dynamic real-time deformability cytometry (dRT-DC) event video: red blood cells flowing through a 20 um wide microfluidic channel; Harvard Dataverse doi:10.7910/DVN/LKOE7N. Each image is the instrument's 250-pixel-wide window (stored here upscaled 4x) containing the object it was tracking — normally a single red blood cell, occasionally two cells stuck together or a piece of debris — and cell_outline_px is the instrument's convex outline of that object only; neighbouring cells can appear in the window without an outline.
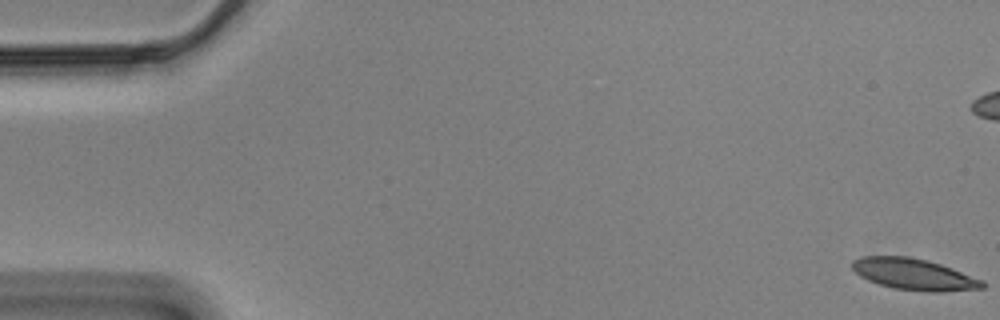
{"species": "Egyptian fruit bat (a non-hibernating species)", "species_latin": "Rousettus aegyptiacus", "temperature_condition": "cold", "stored_images_in_passage": 17, "camera_frame_rate_fps": 3000, "um_per_image_px": 0.085, "animal": {"sex": "male"}, "frame": {"image": 1, "passage_image": 1, "time_ms": 0.0, "image_size_px": [1000, 320], "cell_outline_px": [[984, 288], [940, 292], [928, 292], [892, 288], [868, 280], [860, 276], [852, 268], [852, 260], [860, 256], [908, 256], [928, 260], [952, 268], [984, 280]], "centroid_in_image_um": [77.69, 23.31], "position_along_channel_um": 7.3, "area_um2": 23.87}}